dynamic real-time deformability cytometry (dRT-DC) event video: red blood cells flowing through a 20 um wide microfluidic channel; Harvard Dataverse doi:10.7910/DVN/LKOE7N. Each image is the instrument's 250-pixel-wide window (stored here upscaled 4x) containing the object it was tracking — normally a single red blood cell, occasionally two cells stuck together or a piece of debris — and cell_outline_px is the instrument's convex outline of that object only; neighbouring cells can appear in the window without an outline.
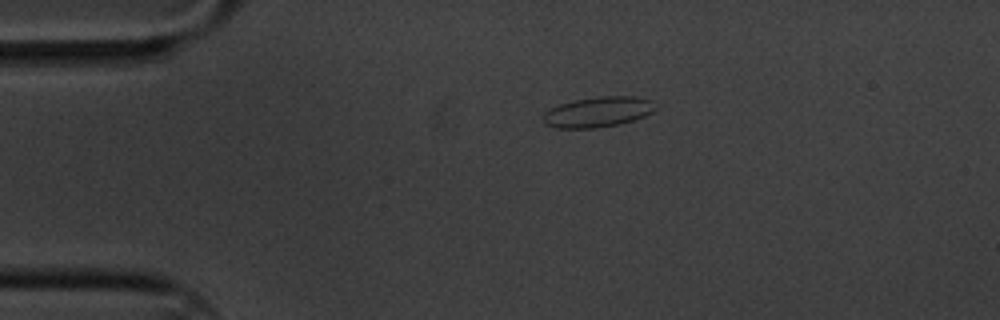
{"species": "common noctule bat (a hibernating species)", "species_latin": "Nyctalus noctula", "temperature_condition": "cold", "stored_images_in_passage": 49, "camera_frame_rate_fps": 3000, "um_per_image_px": 0.085, "animal": {"sex": "male", "body_mass_g": 20.1, "forearm_length_mm": 53.5}, "frame": {"image": 1, "passage_image": 1, "time_ms": 0.0, "image_size_px": [1000, 320], "cell_outline_px": [[656, 108], [652, 112], [636, 120], [596, 128], [556, 128], [544, 124], [544, 112], [560, 104], [576, 100], [600, 96], [636, 96], [652, 100]], "centroid_in_image_um": [50.85, 9.51], "position_along_channel_um": 34.1, "area_um2": 19.77}}
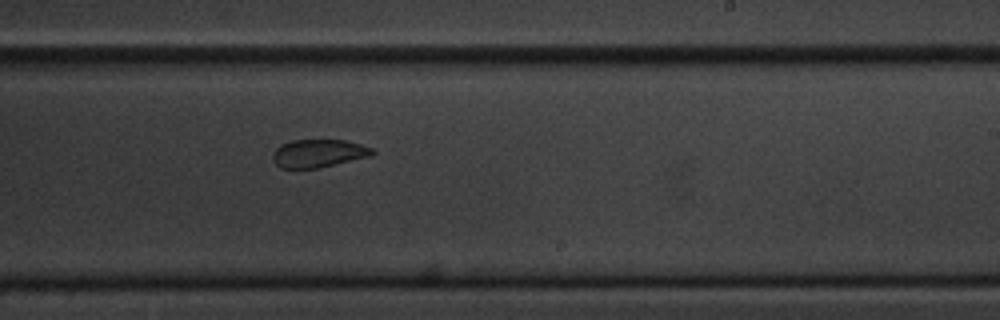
{"frame": {"image": 2, "passage_image": 25, "time_ms": 8.0, "image_size_px": [1000, 320], "cell_outline_px": [[376, 152], [372, 156], [320, 168], [280, 168], [272, 160], [272, 152], [276, 148], [292, 140], [344, 140], [360, 144], [372, 148]], "centroid_in_image_um": [27.09, 13.04], "position_along_channel_um": 261.9, "area_um2": 16.36}}
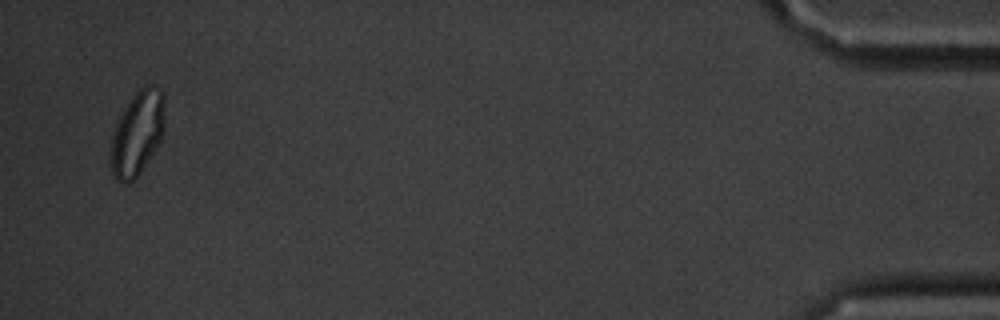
{"frame": {"image": 3, "passage_image": 47, "time_ms": 15.333, "image_size_px": [1000, 320], "cell_outline_px": [[164, 136], [140, 172], [128, 184], [124, 184], [116, 180], [112, 176], [112, 140], [116, 124], [124, 108], [132, 96], [144, 84], [152, 84], [160, 88], [164, 92]], "centroid_in_image_um": [11.71, 11.29], "position_along_channel_um": 423.5, "area_um2": 26.47}, "authors_computed_cell_mechanics": {"area_um2": 18.2648, "velocity_mm_per_s": 3.3223, "shape_relaxation_time_tau1_ms": 5.1125, "shape_relaxation_time_tau2_ms": 1.4399, "deformation_change_tau1": 0.1127, "deformation_change_tau2": 0.0725}}